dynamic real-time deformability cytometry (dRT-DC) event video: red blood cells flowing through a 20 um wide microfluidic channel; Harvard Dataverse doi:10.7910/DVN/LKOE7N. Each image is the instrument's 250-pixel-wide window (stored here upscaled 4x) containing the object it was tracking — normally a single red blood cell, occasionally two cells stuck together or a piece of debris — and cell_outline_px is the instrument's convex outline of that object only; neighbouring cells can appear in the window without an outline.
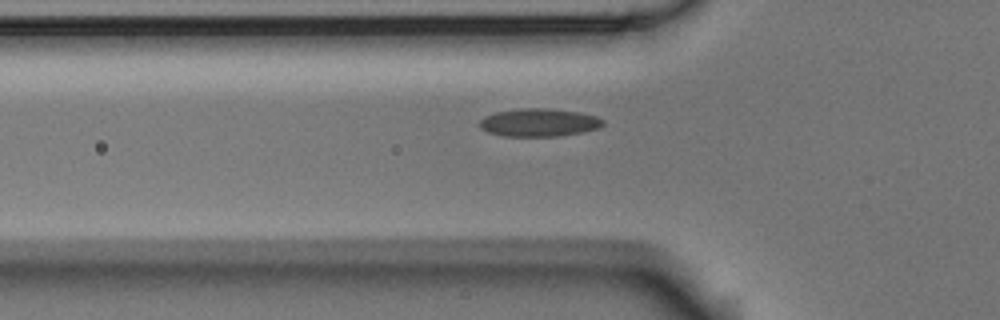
{"species": "Egyptian fruit bat (a non-hibernating species)", "species_latin": "Rousettus aegyptiacus", "temperature_condition": "room temperature", "stored_images_in_passage": 41, "camera_frame_rate_fps": 3000, "um_per_image_px": 0.085, "animal": {"sex": "male"}, "frame": {"image": 1, "passage_image": 8, "time_ms": 2.333, "image_size_px": [1000, 320], "cell_outline_px": [[604, 124], [600, 128], [584, 132], [560, 136], [500, 136], [488, 132], [480, 128], [480, 120], [484, 116], [496, 112], [520, 108], [548, 108], [580, 112], [596, 116], [604, 120]], "centroid_in_image_um": [45.83, 10.41], "position_along_channel_um": 80.0, "area_um2": 20.35}}
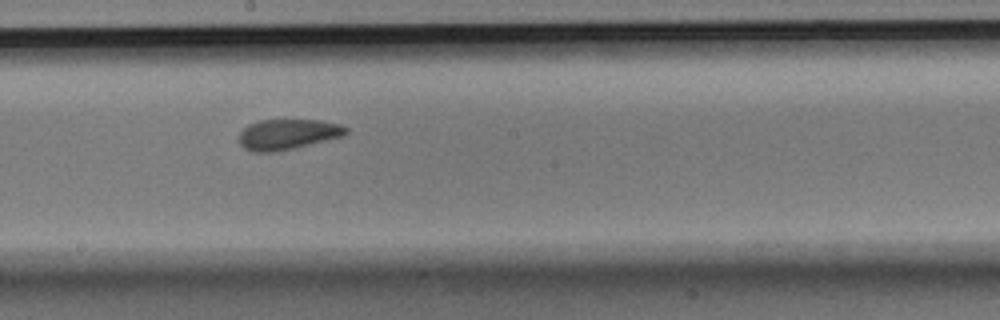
{"frame": {"image": 2, "passage_image": 20, "time_ms": 6.333, "image_size_px": [1000, 320], "cell_outline_px": [[348, 132], [344, 136], [296, 148], [272, 152], [252, 152], [244, 148], [240, 144], [240, 132], [248, 124], [260, 120], [320, 120], [340, 124], [348, 128]], "centroid_in_image_um": [24.48, 11.42], "position_along_channel_um": 223.7, "area_um2": 19.07}}
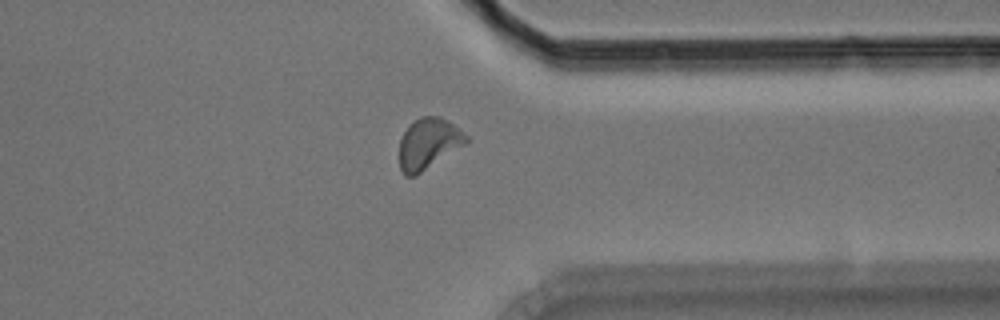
{"frame": {"image": 3, "passage_image": 33, "time_ms": 10.667, "image_size_px": [1000, 320], "cell_outline_px": [[468, 144], [416, 176], [404, 176], [400, 168], [400, 140], [408, 124], [420, 116], [440, 116], [452, 124], [468, 136]], "centroid_in_image_um": [36.43, 12.22], "position_along_channel_um": 375.0, "area_um2": 20.11}, "authors_computed_cell_mechanics": {"area_um2": 19.1896, "velocity_mm_per_s": 3.573, "shape_relaxation_time_tau1_ms": 5.7815, "shape_relaxation_time_tau2_ms": 2.3952, "deformation_change_tau1": 0.1257, "deformation_change_tau2": 0.0694}}